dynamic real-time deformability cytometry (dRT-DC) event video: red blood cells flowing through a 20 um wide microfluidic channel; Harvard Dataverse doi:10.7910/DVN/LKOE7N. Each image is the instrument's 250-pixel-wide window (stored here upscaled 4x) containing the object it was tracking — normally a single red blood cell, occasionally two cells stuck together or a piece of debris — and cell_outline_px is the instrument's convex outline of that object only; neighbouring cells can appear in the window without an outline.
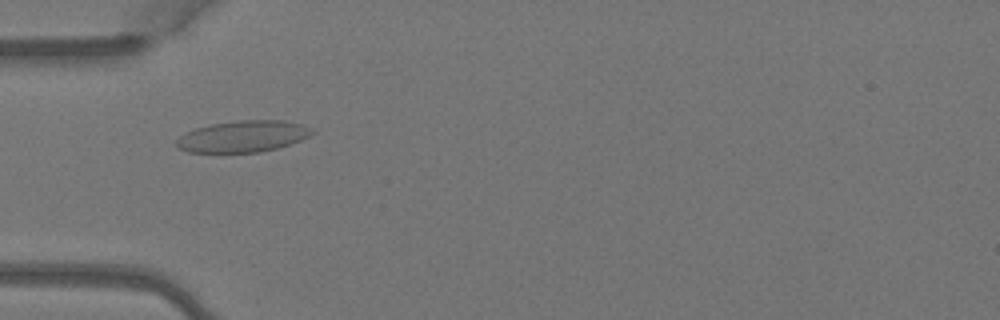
{"species": "Egyptian fruit bat (a non-hibernating species)", "species_latin": "Rousettus aegyptiacus", "temperature_condition": "warm", "stored_images_in_passage": 8, "camera_frame_rate_fps": 3000, "um_per_image_px": 0.085, "animal": {"sex": "female"}, "frame": {"image": 1, "passage_image": 5, "time_ms": 1.333, "image_size_px": [1000, 320], "cell_outline_px": [[316, 132], [300, 140], [276, 148], [260, 152], [188, 152], [180, 148], [176, 144], [176, 140], [180, 136], [196, 128], [212, 124], [236, 120], [284, 120], [304, 124], [312, 128]], "centroid_in_image_um": [20.69, 11.58], "position_along_channel_um": 64.3, "area_um2": 24.74}}
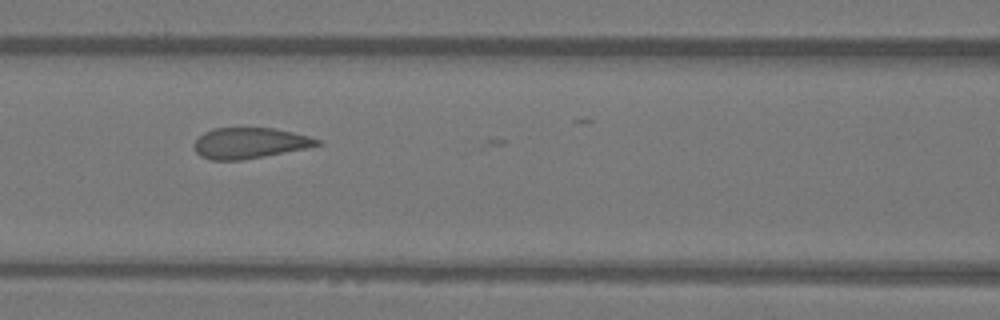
{"frame": {"image": 2, "passage_image": 7, "time_ms": 2.0, "image_size_px": [1000, 320], "cell_outline_px": [[320, 144], [308, 148], [244, 160], [208, 160], [200, 156], [196, 152], [192, 144], [204, 132], [212, 128], [272, 128], [292, 132], [308, 136], [320, 140]], "centroid_in_image_um": [21.18, 12.17], "position_along_channel_um": 145.4, "area_um2": 22.14}}
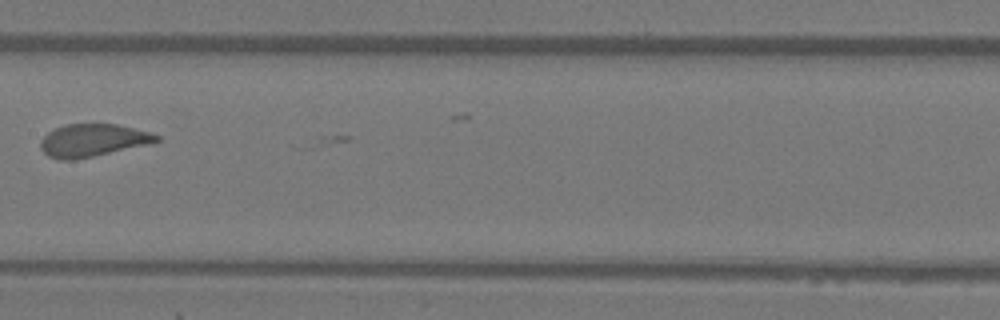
{"frame": {"image": 3, "passage_image": 8, "time_ms": 2.333, "image_size_px": [1000, 320], "cell_outline_px": [[160, 140], [144, 144], [76, 160], [60, 160], [48, 156], [40, 148], [40, 140], [48, 132], [56, 128], [68, 124], [116, 124], [148, 132], [160, 136]], "centroid_in_image_um": [7.8, 11.93], "position_along_channel_um": 199.6, "area_um2": 21.56}}